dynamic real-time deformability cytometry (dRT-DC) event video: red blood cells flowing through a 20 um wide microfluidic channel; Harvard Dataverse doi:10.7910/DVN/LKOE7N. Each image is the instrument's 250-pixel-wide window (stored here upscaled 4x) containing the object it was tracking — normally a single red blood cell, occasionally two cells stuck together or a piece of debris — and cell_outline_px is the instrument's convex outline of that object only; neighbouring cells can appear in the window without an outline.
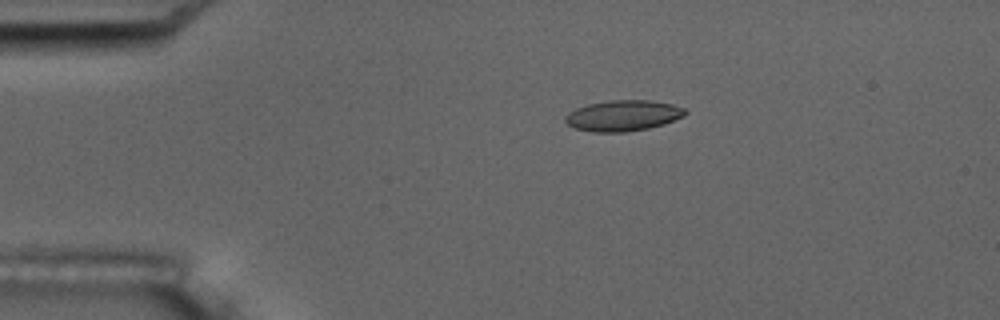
{"species": "common noctule bat (a hibernating species)", "species_latin": "Nyctalus noctula", "temperature_condition": "room temperature", "stored_images_in_passage": 7, "camera_frame_rate_fps": 3000, "um_per_image_px": 0.085, "animal": {"sex": "male", "body_mass_g": 17.5, "forearm_length_mm": 52.3}, "frame": {"image": 1, "passage_image": 4, "time_ms": 3.333, "image_size_px": [1000, 320], "cell_outline_px": [[688, 112], [684, 116], [664, 124], [648, 128], [624, 132], [592, 132], [576, 128], [568, 124], [564, 120], [564, 116], [568, 112], [576, 108], [588, 104], [608, 100], [652, 100], [672, 104], [684, 108]], "centroid_in_image_um": [52.96, 9.82], "position_along_channel_um": 32.0, "area_um2": 21.62}}